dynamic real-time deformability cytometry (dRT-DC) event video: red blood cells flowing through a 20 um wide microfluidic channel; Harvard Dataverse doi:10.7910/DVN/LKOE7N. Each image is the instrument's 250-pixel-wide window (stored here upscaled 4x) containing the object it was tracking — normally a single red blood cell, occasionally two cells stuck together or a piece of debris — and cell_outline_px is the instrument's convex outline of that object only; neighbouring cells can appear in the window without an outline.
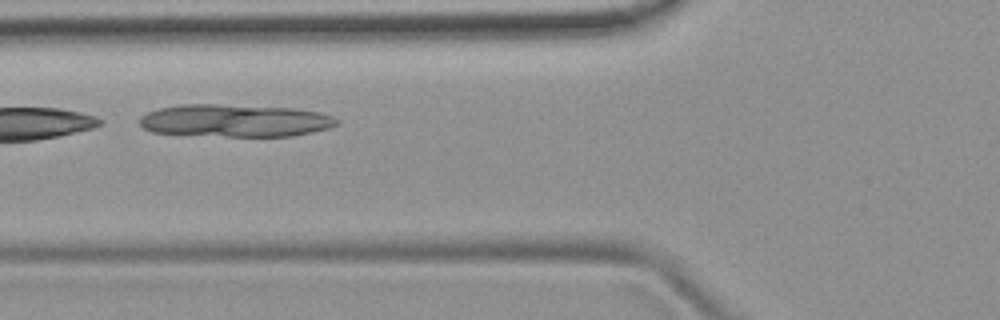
{"species": "common noctule bat (a hibernating species)", "species_latin": "Nyctalus noctula", "temperature_condition": "room temperature", "stored_images_in_passage": 6, "camera_frame_rate_fps": 3000, "um_per_image_px": 0.085, "animal": {"sex": "female", "body_mass_g": 19.9}, "frame": {"image": 1, "passage_image": 3, "time_ms": 3.333, "image_size_px": [1000, 320], "cell_outline_px": [[340, 124], [328, 128], [312, 132], [292, 136], [228, 136], [152, 132], [144, 128], [140, 124], [140, 116], [148, 112], [160, 108], [180, 104], [216, 104], [292, 108], [320, 112], [332, 116], [340, 120]], "centroid_in_image_um": [20.01, 10.24], "position_along_channel_um": 105.8, "area_um2": 37.28}}
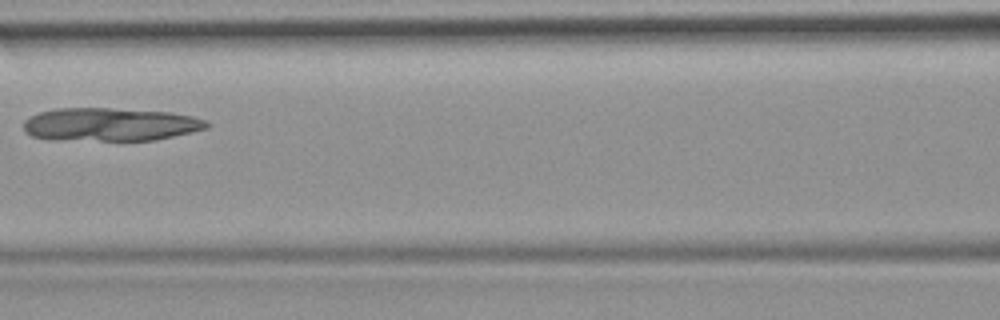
{"frame": {"image": 2, "passage_image": 4, "time_ms": 4.667, "image_size_px": [1000, 320], "cell_outline_px": [[208, 128], [156, 140], [48, 140], [32, 136], [24, 132], [24, 120], [28, 116], [40, 112], [56, 108], [108, 108], [168, 112], [192, 116], [204, 120], [208, 124]], "centroid_in_image_um": [9.29, 10.58], "position_along_channel_um": 157.3, "area_um2": 35.49}}
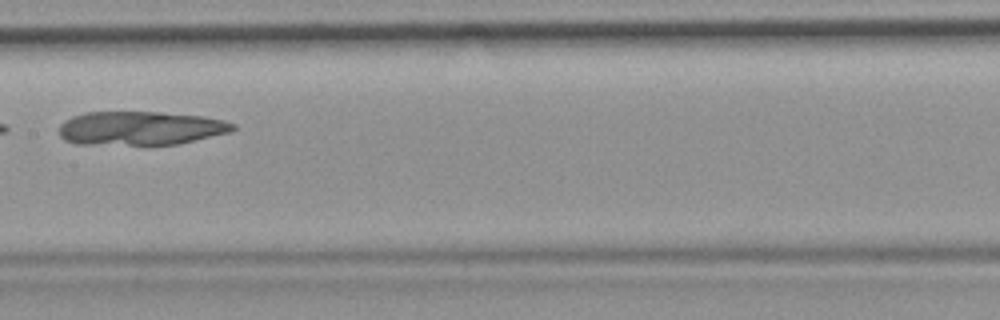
{"frame": {"image": 3, "passage_image": 5, "time_ms": 5.667, "image_size_px": [1000, 320], "cell_outline_px": [[236, 128], [232, 132], [176, 144], [76, 144], [64, 140], [60, 136], [60, 124], [64, 120], [72, 116], [84, 112], [160, 112], [204, 116], [224, 120], [236, 124]], "centroid_in_image_um": [11.95, 10.89], "position_along_channel_um": 195.5, "area_um2": 34.33}}